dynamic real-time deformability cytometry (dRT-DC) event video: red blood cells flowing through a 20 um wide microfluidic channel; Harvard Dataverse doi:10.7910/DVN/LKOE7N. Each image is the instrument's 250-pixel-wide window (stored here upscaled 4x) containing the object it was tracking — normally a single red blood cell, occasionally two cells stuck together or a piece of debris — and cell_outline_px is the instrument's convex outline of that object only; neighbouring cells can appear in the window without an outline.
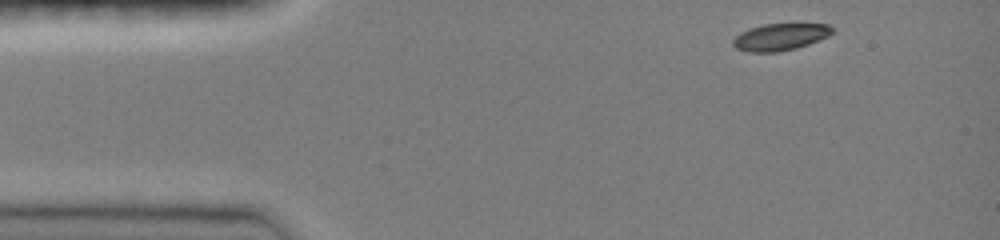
{"species": "common noctule bat (a hibernating species)", "species_latin": "Nyctalus noctula", "temperature_condition": "room temperature", "stored_images_in_passage": 40, "camera_frame_rate_fps": 3000, "um_per_image_px": 0.085, "animal": {"sex": "female", "body_mass_g": 19.0, "forearm_length_mm": 51.5}, "frame": {"image": 1, "passage_image": 1, "time_ms": 0.0, "image_size_px": [1000, 240], "cell_outline_px": [[832, 32], [828, 36], [808, 44], [796, 48], [776, 52], [748, 52], [736, 48], [732, 44], [732, 40], [740, 32], [748, 28], [764, 24], [828, 24], [832, 28]], "centroid_in_image_um": [66.27, 3.14], "position_along_channel_um": 18.7, "area_um2": 15.49}}
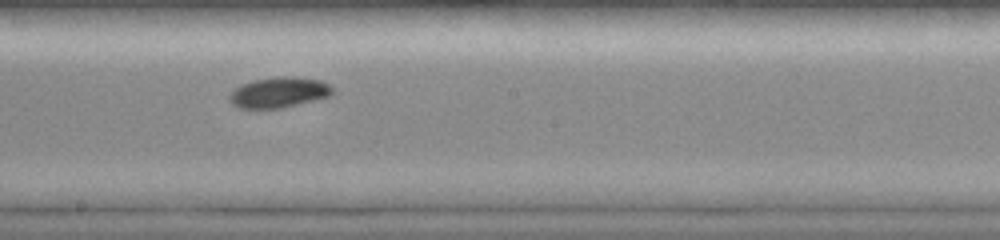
{"frame": {"image": 2, "passage_image": 22, "time_ms": 7.0, "image_size_px": [1000, 240], "cell_outline_px": [[336, 92], [328, 96], [316, 100], [280, 108], [240, 108], [232, 104], [228, 100], [228, 96], [240, 84], [252, 80], [280, 76], [296, 76], [320, 80], [328, 84]], "centroid_in_image_um": [23.71, 7.84], "position_along_channel_um": 224.5, "area_um2": 18.44}}
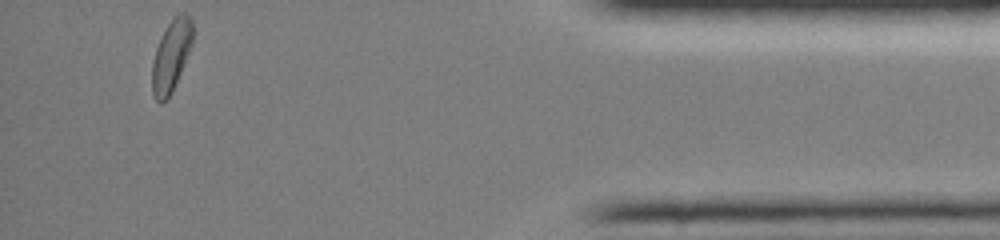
{"frame": {"image": 3, "passage_image": 40, "time_ms": 13.0, "image_size_px": [1000, 240], "cell_outline_px": [[192, 44], [172, 92], [160, 104], [156, 100], [152, 92], [152, 60], [156, 48], [172, 16], [176, 12], [188, 12], [192, 20]], "centroid_in_image_um": [14.55, 4.68], "position_along_channel_um": 420.6, "area_um2": 16.88}, "authors_computed_cell_mechanics": {"area_um2": 17.1955, "velocity_mm_per_s": 4.0072, "shape_relaxation_time_tau1_ms": 4.569, "shape_relaxation_time_tau2_ms": null, "deformation_change_tau1": 0.1392, "deformation_change_tau2": null}}